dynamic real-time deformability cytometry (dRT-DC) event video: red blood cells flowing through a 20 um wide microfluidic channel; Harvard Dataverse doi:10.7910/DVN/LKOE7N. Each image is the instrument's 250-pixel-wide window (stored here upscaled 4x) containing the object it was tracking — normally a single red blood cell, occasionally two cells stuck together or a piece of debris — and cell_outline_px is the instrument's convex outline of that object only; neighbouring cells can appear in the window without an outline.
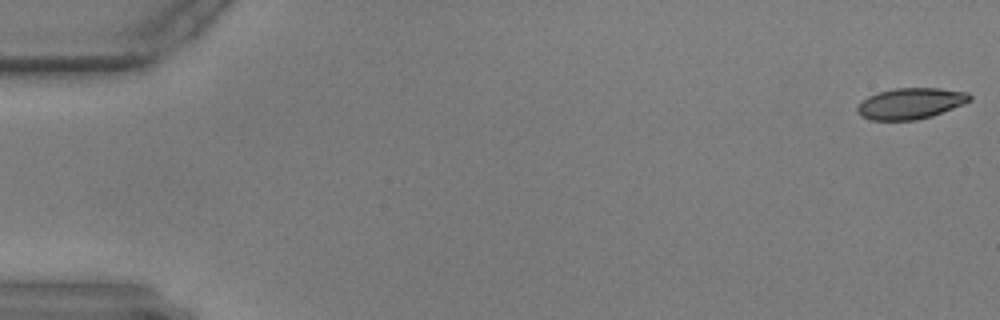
{"species": "common noctule bat (a hibernating species)", "species_latin": "Nyctalus noctula", "temperature_condition": "warm", "stored_images_in_passage": 58, "camera_frame_rate_fps": 3000, "um_per_image_px": 0.085, "animal": {"sex": "male", "body_mass_g": 17.9, "forearm_length_mm": 54.2}, "frame": {"image": 1, "passage_image": 1, "time_ms": 0.0, "image_size_px": [1000, 320], "cell_outline_px": [[972, 100], [964, 104], [932, 116], [916, 120], [872, 120], [860, 116], [856, 112], [856, 108], [868, 96], [880, 92], [896, 88], [940, 88], [968, 92], [972, 96]], "centroid_in_image_um": [77.43, 8.79], "position_along_channel_um": 7.6, "area_um2": 20.35}}
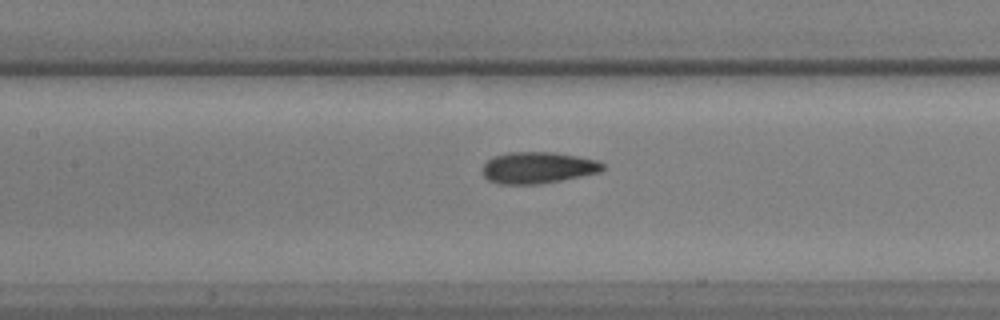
{"frame": {"image": 2, "passage_image": 27, "time_ms": 8.667, "image_size_px": [1000, 320], "cell_outline_px": [[604, 168], [600, 172], [540, 184], [500, 184], [488, 180], [480, 172], [484, 164], [492, 156], [508, 152], [552, 152], [576, 156], [596, 160], [604, 164]], "centroid_in_image_um": [45.66, 14.25], "position_along_channel_um": 161.7, "area_um2": 22.08}}
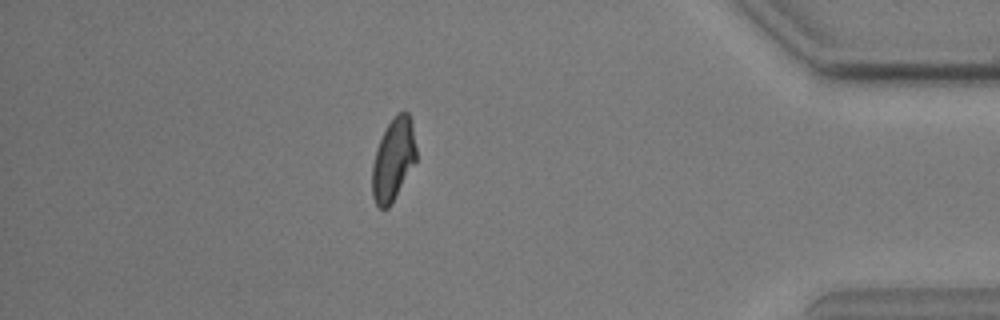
{"frame": {"image": 3, "passage_image": 51, "time_ms": 16.667, "image_size_px": [1000, 320], "cell_outline_px": [[416, 160], [392, 204], [388, 208], [380, 208], [376, 204], [372, 196], [372, 164], [376, 148], [388, 124], [396, 112], [408, 112], [412, 124], [416, 148]], "centroid_in_image_um": [33.42, 13.57], "position_along_channel_um": 401.8, "area_um2": 21.1}}